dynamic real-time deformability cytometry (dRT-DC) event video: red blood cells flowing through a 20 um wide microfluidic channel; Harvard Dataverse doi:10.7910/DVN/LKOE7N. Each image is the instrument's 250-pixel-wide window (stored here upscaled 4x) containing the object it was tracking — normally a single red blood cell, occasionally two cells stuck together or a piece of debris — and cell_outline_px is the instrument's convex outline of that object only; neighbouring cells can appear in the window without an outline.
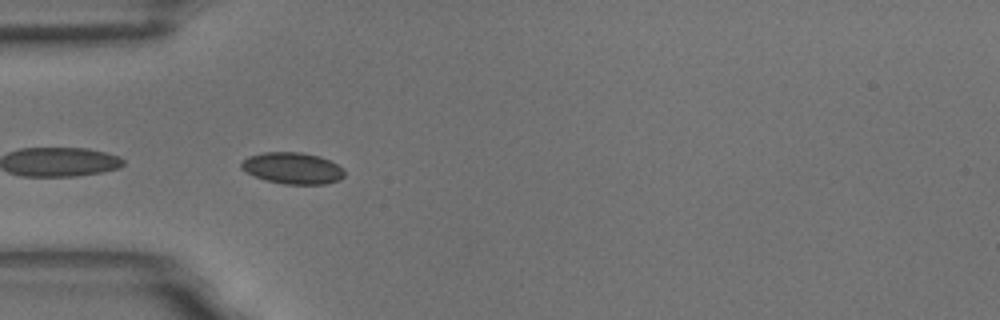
{"species": "common noctule bat (a hibernating species)", "species_latin": "Nyctalus noctula", "temperature_condition": "room temperature", "stored_images_in_passage": 5, "camera_frame_rate_fps": 3000, "um_per_image_px": 0.085, "animal": {"sex": "male", "body_mass_g": 18.8}, "frame": {"image": 1, "passage_image": 2, "time_ms": 0.333, "image_size_px": [1000, 320], "cell_outline_px": [[344, 176], [340, 180], [324, 184], [284, 184], [268, 180], [256, 176], [240, 168], [240, 164], [248, 156], [264, 152], [300, 152], [320, 156], [344, 168]], "centroid_in_image_um": [24.89, 14.29], "position_along_channel_um": 60.1, "area_um2": 18.79}}